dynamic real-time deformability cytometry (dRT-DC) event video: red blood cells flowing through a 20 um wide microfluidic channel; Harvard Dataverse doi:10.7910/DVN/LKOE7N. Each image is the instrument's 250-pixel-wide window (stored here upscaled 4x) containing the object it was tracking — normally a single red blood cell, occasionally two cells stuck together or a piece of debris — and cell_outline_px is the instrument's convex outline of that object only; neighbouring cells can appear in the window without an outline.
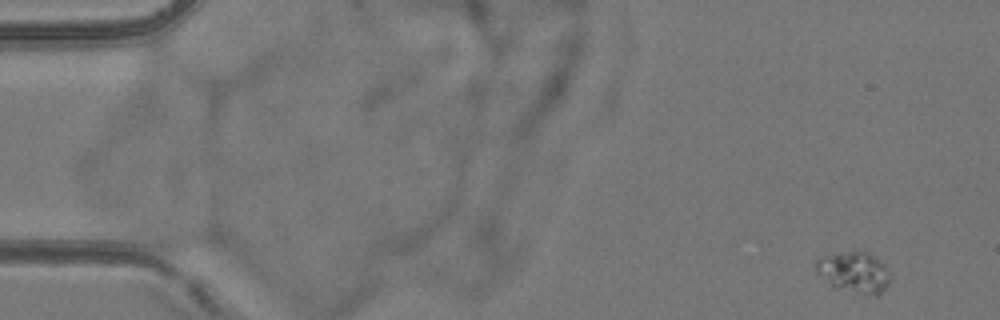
{"species": "common noctule bat (a hibernating species)", "species_latin": "Nyctalus noctula", "temperature_condition": "room temperature", "stored_images_in_passage": 6, "camera_frame_rate_fps": 3000, "um_per_image_px": 0.085, "animal": {"sex": "female", "body_mass_g": 24.6, "forearm_length_mm": 56.2}, "frame": {"image": 1, "passage_image": 1, "time_ms": 0.0, "image_size_px": [1000, 320], "cell_outline_px": [[888, 280], [884, 288], [876, 296], [872, 296], [832, 288], [816, 272], [812, 264], [820, 256], [840, 252], [868, 252], [884, 264], [888, 276]], "centroid_in_image_um": [72.49, 23.15], "position_along_channel_um": 12.5, "area_um2": 17.8}}
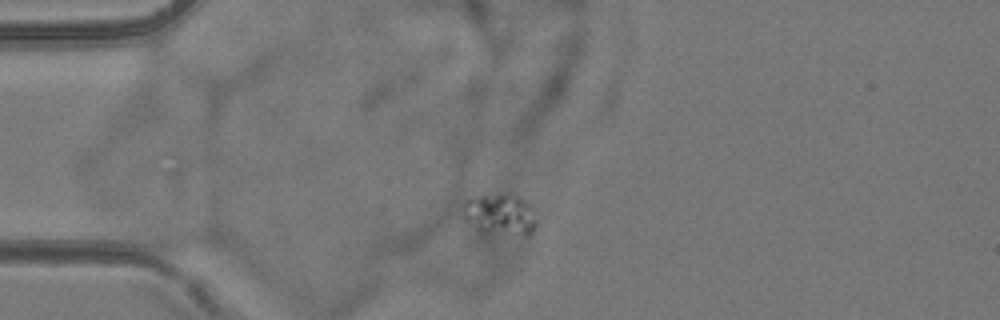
{"frame": {"image": 2, "passage_image": 4, "time_ms": 3.667, "image_size_px": [1000, 320], "cell_outline_px": [[536, 224], [532, 232], [528, 236], [524, 236], [480, 228], [464, 220], [464, 200], [472, 196], [504, 192], [516, 196], [524, 200], [528, 204], [536, 220]], "centroid_in_image_um": [42.51, 18.15], "position_along_channel_um": 42.5, "area_um2": 17.17}}